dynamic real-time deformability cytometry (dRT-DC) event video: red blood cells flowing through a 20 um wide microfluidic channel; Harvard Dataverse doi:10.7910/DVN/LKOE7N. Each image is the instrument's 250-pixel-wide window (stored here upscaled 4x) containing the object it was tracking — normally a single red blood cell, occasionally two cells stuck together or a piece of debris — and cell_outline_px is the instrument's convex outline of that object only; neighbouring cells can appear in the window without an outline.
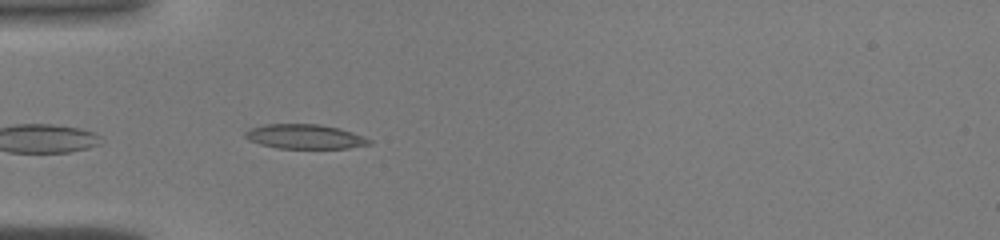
{"species": "common noctule bat (a hibernating species)", "species_latin": "Nyctalus noctula", "temperature_condition": "warm", "stored_images_in_passage": 30, "camera_frame_rate_fps": 3000, "um_per_image_px": 0.085, "animal": {"sex": "male", "body_mass_g": 19.0, "forearm_length_mm": 50.8}, "frame": {"image": 1, "passage_image": 1, "time_ms": 0.0, "image_size_px": [1000, 240], "cell_outline_px": [[372, 144], [348, 148], [276, 148], [260, 144], [248, 140], [244, 136], [244, 132], [252, 128], [264, 124], [320, 124], [340, 128], [364, 136], [372, 140]], "centroid_in_image_um": [25.93, 11.61], "position_along_channel_um": 59.1, "area_um2": 17.8}}